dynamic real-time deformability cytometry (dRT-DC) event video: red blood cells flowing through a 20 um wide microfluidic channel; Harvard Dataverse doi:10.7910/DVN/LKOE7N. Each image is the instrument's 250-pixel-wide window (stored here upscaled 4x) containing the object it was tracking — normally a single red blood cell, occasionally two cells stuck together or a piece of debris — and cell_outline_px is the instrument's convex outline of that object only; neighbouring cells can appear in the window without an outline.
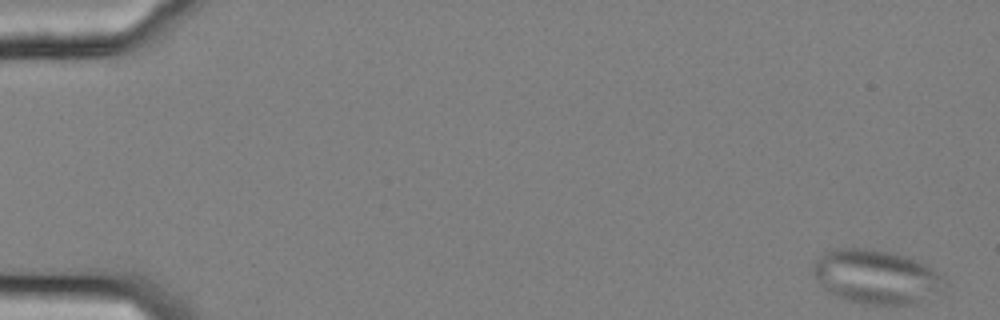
{"species": "common noctule bat (a hibernating species)", "species_latin": "Nyctalus noctula", "temperature_condition": "cold", "stored_images_in_passage": 57, "camera_frame_rate_fps": 3000, "um_per_image_px": 0.085, "animal": {"sex": "female", "body_mass_g": 25.1}, "frame": {"image": 1, "passage_image": 1, "time_ms": 0.0, "image_size_px": [1000, 320], "cell_outline_px": [[948, 284], [940, 292], [912, 304], [864, 304], [848, 300], [836, 296], [828, 292], [816, 280], [812, 272], [812, 264], [824, 252], [840, 248], [872, 248], [892, 252], [916, 260], [932, 268], [948, 280]], "centroid_in_image_um": [74.48, 23.52], "position_along_channel_um": 10.5, "area_um2": 41.56}}
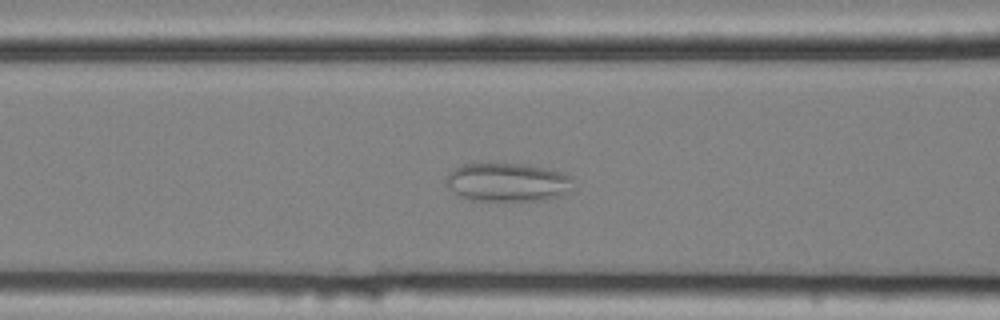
{"frame": {"image": 2, "passage_image": 23, "time_ms": 7.333, "image_size_px": [1000, 320], "cell_outline_px": [[572, 192], [548, 200], [472, 200], [460, 196], [444, 184], [444, 180], [448, 172], [464, 164], [528, 164], [560, 172], [572, 176]], "centroid_in_image_um": [43.16, 15.5], "position_along_channel_um": 123.4, "area_um2": 28.67}}
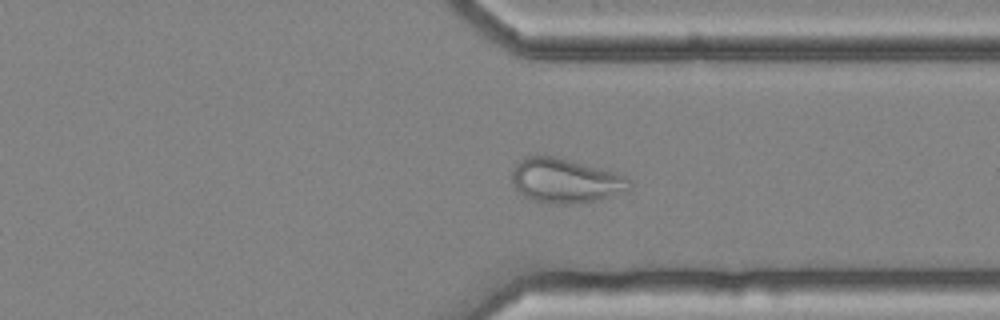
{"frame": {"image": 3, "passage_image": 43, "time_ms": 14.0, "image_size_px": [1000, 320], "cell_outline_px": [[632, 184], [628, 188], [612, 196], [596, 200], [576, 204], [552, 204], [532, 200], [524, 196], [516, 188], [512, 180], [512, 172], [516, 164], [524, 156], [552, 156], [568, 160], [628, 176], [632, 180]], "centroid_in_image_um": [48.05, 15.37], "position_along_channel_um": 363.4, "area_um2": 30.17}}